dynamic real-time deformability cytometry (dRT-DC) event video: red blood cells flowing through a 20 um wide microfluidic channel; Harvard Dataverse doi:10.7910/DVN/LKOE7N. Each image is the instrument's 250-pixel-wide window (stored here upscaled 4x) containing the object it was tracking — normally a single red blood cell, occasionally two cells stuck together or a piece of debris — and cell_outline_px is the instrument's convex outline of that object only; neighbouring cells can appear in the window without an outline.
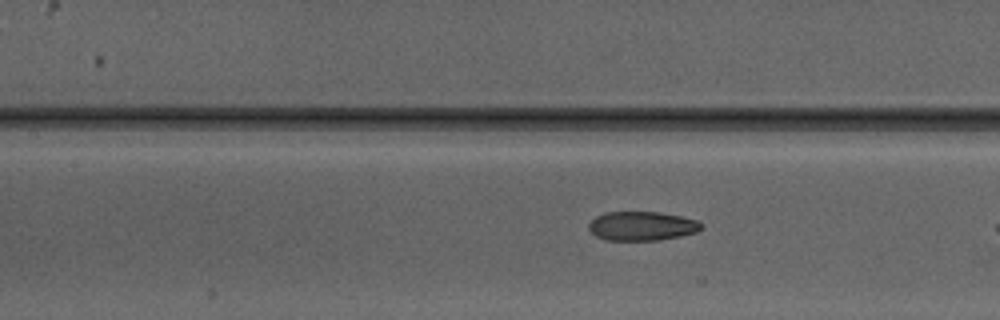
{"species": "Egyptian fruit bat (a non-hibernating species)", "species_latin": "Rousettus aegyptiacus", "temperature_condition": "warm", "stored_images_in_passage": 8, "segment_of_instrument_passage": [2, 2], "camera_frame_rate_fps": 3000, "um_per_image_px": 0.085, "animal": {"sex": "male"}, "frame": {"image": 1, "passage_image": 8, "time_ms": 8.333, "image_size_px": [1000, 320], "cell_outline_px": [[704, 228], [696, 232], [680, 236], [660, 240], [604, 240], [596, 236], [588, 228], [588, 224], [596, 216], [604, 212], [660, 212], [680, 216], [696, 220], [704, 224]], "centroid_in_image_um": [54.57, 19.21], "position_along_channel_um": 152.8, "area_um2": 19.19}}